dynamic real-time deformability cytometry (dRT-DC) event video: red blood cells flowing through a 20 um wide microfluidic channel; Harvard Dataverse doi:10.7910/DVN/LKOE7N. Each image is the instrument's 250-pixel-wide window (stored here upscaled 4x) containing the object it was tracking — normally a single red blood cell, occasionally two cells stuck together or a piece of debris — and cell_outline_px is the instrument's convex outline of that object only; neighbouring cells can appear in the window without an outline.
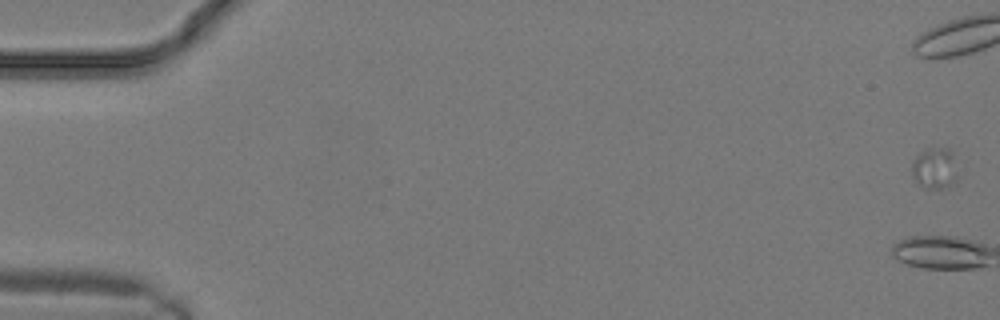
{"species": "common noctule bat (a hibernating species)", "species_latin": "Nyctalus noctula", "temperature_condition": "warm", "stored_images_in_passage": 15, "camera_frame_rate_fps": 3000, "um_per_image_px": 0.085, "animal": {"sex": "male", "body_mass_g": 19.2, "forearm_length_mm": 51.8}, "frame": {"image": 1, "passage_image": 1, "time_ms": 0.0, "image_size_px": [1000, 320], "cell_outline_px": [[956, 184], [948, 188], [924, 188], [916, 184], [912, 176], [912, 160], [920, 152], [928, 148], [948, 148], [952, 152], [956, 176]], "centroid_in_image_um": [79.42, 14.34], "position_along_channel_um": 5.6, "area_um2": 11.16}}